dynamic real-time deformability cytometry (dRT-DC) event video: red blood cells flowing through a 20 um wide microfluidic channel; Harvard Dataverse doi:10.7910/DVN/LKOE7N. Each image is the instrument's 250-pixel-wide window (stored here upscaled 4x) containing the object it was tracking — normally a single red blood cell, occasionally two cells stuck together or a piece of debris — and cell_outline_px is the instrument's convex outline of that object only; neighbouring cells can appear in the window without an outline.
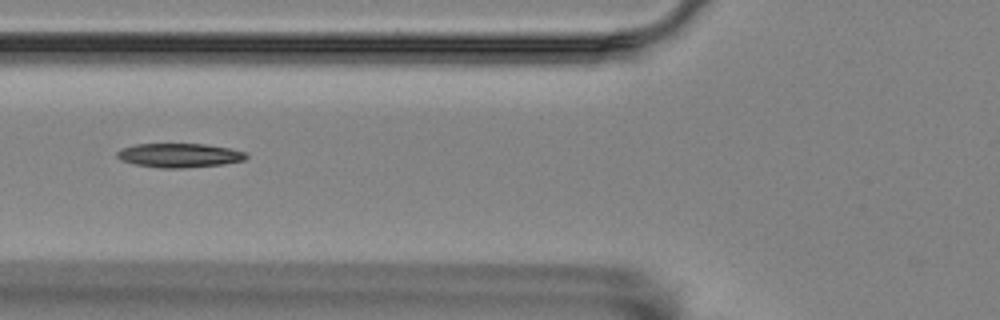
{"species": "Egyptian fruit bat (a non-hibernating species)", "species_latin": "Rousettus aegyptiacus", "temperature_condition": "room temperature", "stored_images_in_passage": 37, "camera_frame_rate_fps": 3000, "um_per_image_px": 0.085, "animal": {"sex": "female"}, "frame": {"image": 1, "passage_image": 5, "time_ms": 1.333, "image_size_px": [1000, 320], "cell_outline_px": [[248, 156], [244, 160], [224, 164], [184, 168], [160, 168], [136, 164], [120, 160], [116, 156], [116, 152], [120, 148], [136, 144], [204, 144], [228, 148], [244, 152]], "centroid_in_image_um": [15.2, 13.2], "position_along_channel_um": 110.6, "area_um2": 18.09}}
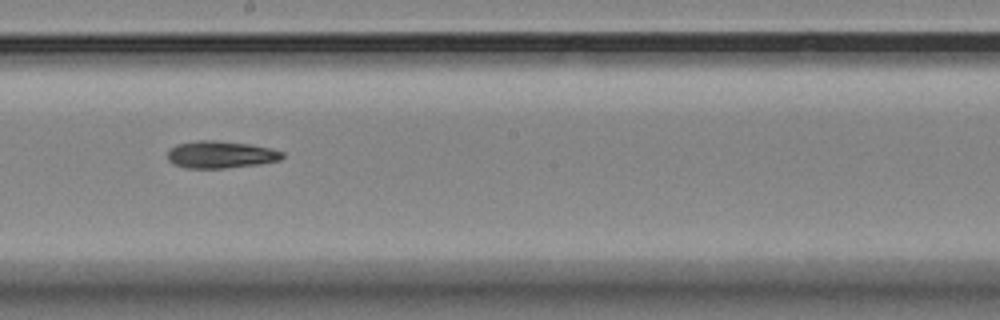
{"frame": {"image": 2, "passage_image": 15, "time_ms": 4.667, "image_size_px": [1000, 320], "cell_outline_px": [[284, 156], [280, 160], [260, 164], [224, 168], [184, 168], [172, 164], [168, 160], [168, 152], [176, 144], [196, 140], [216, 140], [248, 144], [268, 148], [284, 152]], "centroid_in_image_um": [18.73, 13.14], "position_along_channel_um": 229.5, "area_um2": 18.21}}
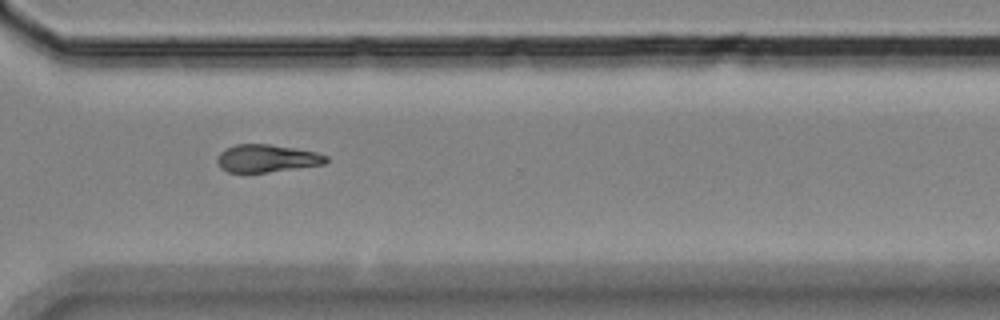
{"frame": {"image": 3, "passage_image": 25, "time_ms": 8.0, "image_size_px": [1000, 320], "cell_outline_px": [[328, 160], [324, 164], [268, 172], [228, 172], [220, 168], [216, 160], [220, 152], [236, 144], [268, 144], [316, 152], [328, 156]], "centroid_in_image_um": [22.66, 13.46], "position_along_channel_um": 347.9, "area_um2": 17.34}, "authors_computed_cell_mechanics": {"area_um2": 17.7446, "velocity_mm_per_s": 3.5555, "shape_relaxation_time_tau1_ms": 4.3929, "shape_relaxation_time_tau2_ms": null, "deformation_change_tau1": 0.1245, "deformation_change_tau2": null}}